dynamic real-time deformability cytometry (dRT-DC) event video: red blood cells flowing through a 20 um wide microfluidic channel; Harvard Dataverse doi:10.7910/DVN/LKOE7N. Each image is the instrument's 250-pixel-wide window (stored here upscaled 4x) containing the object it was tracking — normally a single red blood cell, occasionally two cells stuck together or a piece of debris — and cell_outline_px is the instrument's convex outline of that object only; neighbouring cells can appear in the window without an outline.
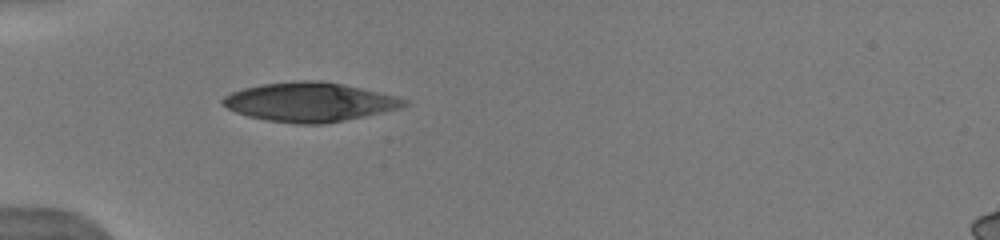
{"species": "human", "species_latin": "Homo sapiens", "temperature_condition": "warm", "stored_images_in_passage": 2, "camera_frame_rate_fps": 3000, "um_per_image_px": 0.085, "donor": {"sex": "male"}, "frame": {"image": 1, "passage_image": 1, "time_ms": 0.0, "image_size_px": [1000, 240], "cell_outline_px": [[408, 104], [400, 108], [364, 116], [324, 124], [300, 124], [268, 120], [248, 116], [236, 112], [220, 104], [220, 100], [224, 96], [232, 92], [244, 88], [260, 84], [296, 80], [320, 80], [344, 84], [380, 92], [396, 96], [408, 100]], "centroid_in_image_um": [26.3, 8.66], "position_along_channel_um": 58.7, "area_um2": 41.38}}